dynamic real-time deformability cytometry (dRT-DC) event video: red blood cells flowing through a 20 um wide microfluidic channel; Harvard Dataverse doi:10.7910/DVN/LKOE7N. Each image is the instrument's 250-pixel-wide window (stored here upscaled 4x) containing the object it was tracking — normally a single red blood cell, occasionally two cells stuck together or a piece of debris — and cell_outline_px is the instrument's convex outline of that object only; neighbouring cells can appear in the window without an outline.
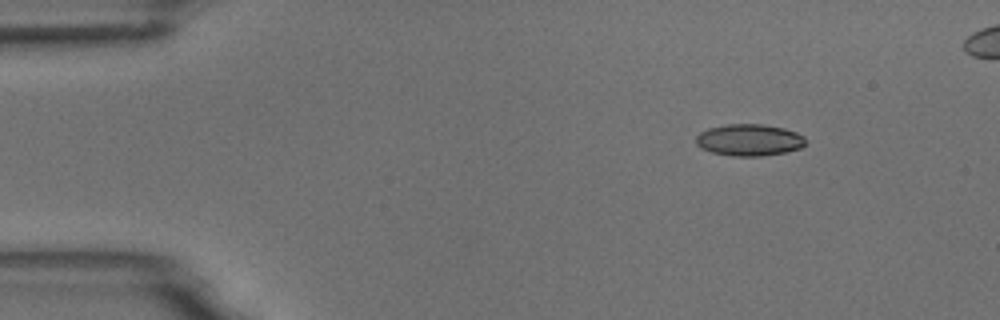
{"species": "common noctule bat (a hibernating species)", "species_latin": "Nyctalus noctula", "temperature_condition": "room temperature", "stored_images_in_passage": 4, "camera_frame_rate_fps": 3000, "um_per_image_px": 0.085, "animal": {"sex": "male", "body_mass_g": 18.8}, "frame": {"image": 1, "passage_image": 1, "time_ms": 0.0, "image_size_px": [1000, 320], "cell_outline_px": [[804, 144], [800, 148], [784, 152], [764, 156], [732, 156], [712, 152], [700, 148], [696, 144], [696, 136], [700, 132], [708, 128], [728, 124], [760, 124], [784, 128], [796, 132], [804, 136]], "centroid_in_image_um": [63.65, 11.9], "position_along_channel_um": 21.3, "area_um2": 20.23}}